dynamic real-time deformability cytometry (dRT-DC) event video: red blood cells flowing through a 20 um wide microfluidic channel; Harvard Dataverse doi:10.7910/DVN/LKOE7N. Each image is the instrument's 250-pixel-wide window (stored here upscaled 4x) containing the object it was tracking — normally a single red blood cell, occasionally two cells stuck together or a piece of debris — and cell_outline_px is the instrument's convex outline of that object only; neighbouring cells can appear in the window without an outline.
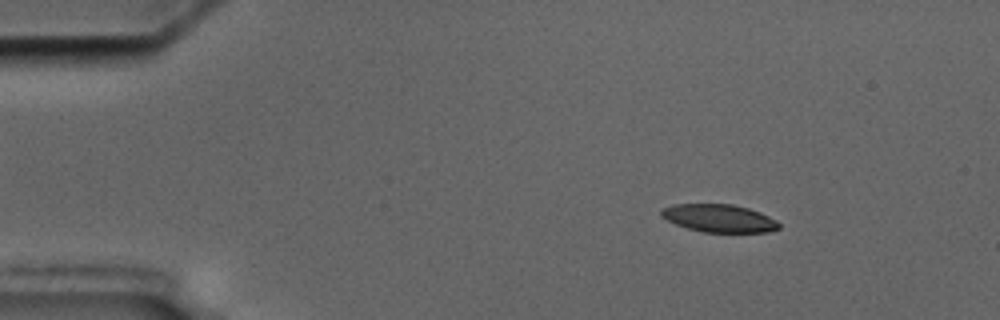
{"species": "common noctule bat (a hibernating species)", "species_latin": "Nyctalus noctula", "temperature_condition": "cold", "stored_images_in_passage": 57, "camera_frame_rate_fps": 3000, "um_per_image_px": 0.085, "animal": {"sex": "male", "body_mass_g": 17.5, "forearm_length_mm": 52.3}, "frame": {"image": 1, "passage_image": 8, "time_ms": 2.333, "image_size_px": [1000, 320], "cell_outline_px": [[780, 228], [768, 232], [704, 232], [688, 228], [676, 224], [660, 216], [660, 208], [672, 204], [732, 204], [748, 208], [760, 212], [776, 220], [780, 224]], "centroid_in_image_um": [61.1, 18.54], "position_along_channel_um": 23.9, "area_um2": 19.13}}
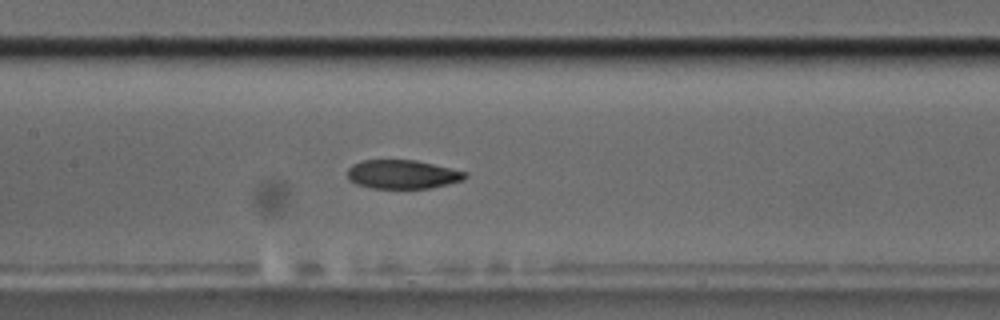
{"frame": {"image": 2, "passage_image": 27, "time_ms": 8.667, "image_size_px": [1000, 320], "cell_outline_px": [[468, 176], [464, 180], [432, 188], [372, 188], [356, 184], [348, 180], [348, 168], [352, 164], [360, 160], [416, 160], [468, 172]], "centroid_in_image_um": [34.22, 14.82], "position_along_channel_um": 173.2, "area_um2": 19.94}}
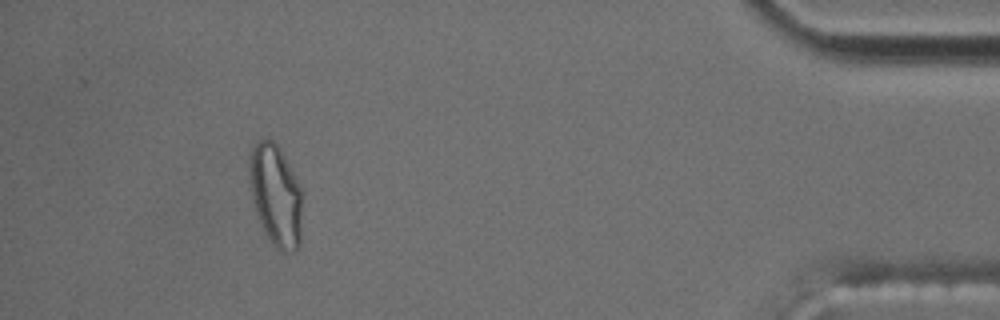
{"frame": {"image": 3, "passage_image": 52, "time_ms": 17.0, "image_size_px": [1000, 320], "cell_outline_px": [[300, 248], [284, 252], [276, 248], [268, 236], [256, 212], [252, 200], [248, 180], [248, 152], [252, 144], [256, 140], [272, 140], [280, 148], [300, 188]], "centroid_in_image_um": [23.37, 16.53], "position_along_channel_um": 411.8, "area_um2": 31.04}, "authors_computed_cell_mechanics": {"area_um2": 20.808, "velocity_mm_per_s": 3.5547, "shape_relaxation_time_tau1_ms": 10.5179, "shape_relaxation_time_tau2_ms": 5.8801, "deformation_change_tau1": 0.2367, "deformation_change_tau2": 0.13}}